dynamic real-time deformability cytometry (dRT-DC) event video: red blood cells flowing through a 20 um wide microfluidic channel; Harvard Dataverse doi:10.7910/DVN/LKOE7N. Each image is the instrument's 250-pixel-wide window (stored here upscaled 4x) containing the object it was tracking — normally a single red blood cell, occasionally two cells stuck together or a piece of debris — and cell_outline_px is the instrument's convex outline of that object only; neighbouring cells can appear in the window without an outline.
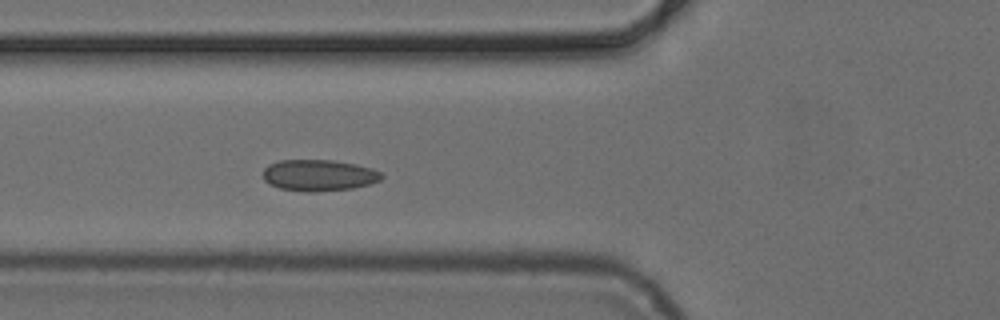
{"species": "common noctule bat (a hibernating species)", "species_latin": "Nyctalus noctula", "temperature_condition": "cold", "stored_images_in_passage": 5, "camera_frame_rate_fps": 3000, "um_per_image_px": 0.085, "animal": {"sex": "female", "body_mass_g": 24.6, "forearm_length_mm": 56.2}, "frame": {"image": 1, "passage_image": 5, "time_ms": 5.667, "image_size_px": [1000, 320], "cell_outline_px": [[384, 176], [380, 180], [368, 184], [352, 188], [316, 192], [304, 192], [280, 188], [264, 180], [264, 168], [268, 164], [280, 160], [332, 160], [356, 164], [372, 168], [380, 172]], "centroid_in_image_um": [27.11, 14.89], "position_along_channel_um": 98.7, "area_um2": 21.62}}